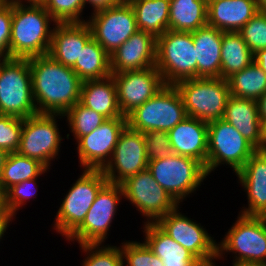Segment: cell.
Listing matches in <instances>:
<instances>
[{
	"label": "cell",
	"mask_w": 266,
	"mask_h": 266,
	"mask_svg": "<svg viewBox=\"0 0 266 266\" xmlns=\"http://www.w3.org/2000/svg\"><path fill=\"white\" fill-rule=\"evenodd\" d=\"M32 94L37 113L64 115L80 100L83 81L49 54L29 58Z\"/></svg>",
	"instance_id": "1"
},
{
	"label": "cell",
	"mask_w": 266,
	"mask_h": 266,
	"mask_svg": "<svg viewBox=\"0 0 266 266\" xmlns=\"http://www.w3.org/2000/svg\"><path fill=\"white\" fill-rule=\"evenodd\" d=\"M56 24L43 5L12 1L10 58L29 59L49 52Z\"/></svg>",
	"instance_id": "2"
},
{
	"label": "cell",
	"mask_w": 266,
	"mask_h": 266,
	"mask_svg": "<svg viewBox=\"0 0 266 266\" xmlns=\"http://www.w3.org/2000/svg\"><path fill=\"white\" fill-rule=\"evenodd\" d=\"M155 67L165 85L197 78V60L192 32L167 30L156 39Z\"/></svg>",
	"instance_id": "3"
},
{
	"label": "cell",
	"mask_w": 266,
	"mask_h": 266,
	"mask_svg": "<svg viewBox=\"0 0 266 266\" xmlns=\"http://www.w3.org/2000/svg\"><path fill=\"white\" fill-rule=\"evenodd\" d=\"M188 117L207 123L223 119L231 96L228 81L220 77L185 79L175 84Z\"/></svg>",
	"instance_id": "4"
},
{
	"label": "cell",
	"mask_w": 266,
	"mask_h": 266,
	"mask_svg": "<svg viewBox=\"0 0 266 266\" xmlns=\"http://www.w3.org/2000/svg\"><path fill=\"white\" fill-rule=\"evenodd\" d=\"M0 114L22 119L37 114L28 59L8 58L0 63Z\"/></svg>",
	"instance_id": "5"
},
{
	"label": "cell",
	"mask_w": 266,
	"mask_h": 266,
	"mask_svg": "<svg viewBox=\"0 0 266 266\" xmlns=\"http://www.w3.org/2000/svg\"><path fill=\"white\" fill-rule=\"evenodd\" d=\"M219 243L217 259H222L225 252H232L236 255L235 263L266 265V217L239 214Z\"/></svg>",
	"instance_id": "6"
},
{
	"label": "cell",
	"mask_w": 266,
	"mask_h": 266,
	"mask_svg": "<svg viewBox=\"0 0 266 266\" xmlns=\"http://www.w3.org/2000/svg\"><path fill=\"white\" fill-rule=\"evenodd\" d=\"M186 117L179 91L175 85H165L127 115V125L141 133L152 130L168 132Z\"/></svg>",
	"instance_id": "7"
},
{
	"label": "cell",
	"mask_w": 266,
	"mask_h": 266,
	"mask_svg": "<svg viewBox=\"0 0 266 266\" xmlns=\"http://www.w3.org/2000/svg\"><path fill=\"white\" fill-rule=\"evenodd\" d=\"M148 170L179 206V203L196 191L208 176L200 161L175 153L165 159L149 161Z\"/></svg>",
	"instance_id": "8"
},
{
	"label": "cell",
	"mask_w": 266,
	"mask_h": 266,
	"mask_svg": "<svg viewBox=\"0 0 266 266\" xmlns=\"http://www.w3.org/2000/svg\"><path fill=\"white\" fill-rule=\"evenodd\" d=\"M107 182L102 170L84 169L63 198L54 229L67 239L83 223L97 193Z\"/></svg>",
	"instance_id": "9"
},
{
	"label": "cell",
	"mask_w": 266,
	"mask_h": 266,
	"mask_svg": "<svg viewBox=\"0 0 266 266\" xmlns=\"http://www.w3.org/2000/svg\"><path fill=\"white\" fill-rule=\"evenodd\" d=\"M257 149L224 119L208 123V175L221 164H228L235 174Z\"/></svg>",
	"instance_id": "10"
},
{
	"label": "cell",
	"mask_w": 266,
	"mask_h": 266,
	"mask_svg": "<svg viewBox=\"0 0 266 266\" xmlns=\"http://www.w3.org/2000/svg\"><path fill=\"white\" fill-rule=\"evenodd\" d=\"M61 116V117H59ZM56 117L62 114L37 113L23 119V128L18 153L35 159L50 169L51 162L57 157L61 140Z\"/></svg>",
	"instance_id": "11"
},
{
	"label": "cell",
	"mask_w": 266,
	"mask_h": 266,
	"mask_svg": "<svg viewBox=\"0 0 266 266\" xmlns=\"http://www.w3.org/2000/svg\"><path fill=\"white\" fill-rule=\"evenodd\" d=\"M122 197L121 184L107 182L97 193L83 223L66 240H75L79 245H103Z\"/></svg>",
	"instance_id": "12"
},
{
	"label": "cell",
	"mask_w": 266,
	"mask_h": 266,
	"mask_svg": "<svg viewBox=\"0 0 266 266\" xmlns=\"http://www.w3.org/2000/svg\"><path fill=\"white\" fill-rule=\"evenodd\" d=\"M86 22L92 37L109 54L138 31L134 10L128 1L95 11Z\"/></svg>",
	"instance_id": "13"
},
{
	"label": "cell",
	"mask_w": 266,
	"mask_h": 266,
	"mask_svg": "<svg viewBox=\"0 0 266 266\" xmlns=\"http://www.w3.org/2000/svg\"><path fill=\"white\" fill-rule=\"evenodd\" d=\"M121 186L126 200L146 217L144 223H156L178 206L148 169L128 177Z\"/></svg>",
	"instance_id": "14"
},
{
	"label": "cell",
	"mask_w": 266,
	"mask_h": 266,
	"mask_svg": "<svg viewBox=\"0 0 266 266\" xmlns=\"http://www.w3.org/2000/svg\"><path fill=\"white\" fill-rule=\"evenodd\" d=\"M148 169L143 133L128 125L119 136L110 161L102 169L109 183L121 184L128 177Z\"/></svg>",
	"instance_id": "15"
},
{
	"label": "cell",
	"mask_w": 266,
	"mask_h": 266,
	"mask_svg": "<svg viewBox=\"0 0 266 266\" xmlns=\"http://www.w3.org/2000/svg\"><path fill=\"white\" fill-rule=\"evenodd\" d=\"M177 206L156 224L201 263L217 260V242L203 226L182 215Z\"/></svg>",
	"instance_id": "16"
},
{
	"label": "cell",
	"mask_w": 266,
	"mask_h": 266,
	"mask_svg": "<svg viewBox=\"0 0 266 266\" xmlns=\"http://www.w3.org/2000/svg\"><path fill=\"white\" fill-rule=\"evenodd\" d=\"M127 126V117L107 119L90 134L77 140L80 167L102 170L110 161L119 136Z\"/></svg>",
	"instance_id": "17"
},
{
	"label": "cell",
	"mask_w": 266,
	"mask_h": 266,
	"mask_svg": "<svg viewBox=\"0 0 266 266\" xmlns=\"http://www.w3.org/2000/svg\"><path fill=\"white\" fill-rule=\"evenodd\" d=\"M118 97V104L124 116L159 92L165 83L155 66L142 70L111 74Z\"/></svg>",
	"instance_id": "18"
},
{
	"label": "cell",
	"mask_w": 266,
	"mask_h": 266,
	"mask_svg": "<svg viewBox=\"0 0 266 266\" xmlns=\"http://www.w3.org/2000/svg\"><path fill=\"white\" fill-rule=\"evenodd\" d=\"M156 37L138 30L110 54L111 73L142 70L155 66Z\"/></svg>",
	"instance_id": "19"
},
{
	"label": "cell",
	"mask_w": 266,
	"mask_h": 266,
	"mask_svg": "<svg viewBox=\"0 0 266 266\" xmlns=\"http://www.w3.org/2000/svg\"><path fill=\"white\" fill-rule=\"evenodd\" d=\"M236 175L248 198V208L240 214L262 216L266 212V149L256 150Z\"/></svg>",
	"instance_id": "20"
},
{
	"label": "cell",
	"mask_w": 266,
	"mask_h": 266,
	"mask_svg": "<svg viewBox=\"0 0 266 266\" xmlns=\"http://www.w3.org/2000/svg\"><path fill=\"white\" fill-rule=\"evenodd\" d=\"M223 119L257 150L266 149V126L259 119L257 101L230 96Z\"/></svg>",
	"instance_id": "21"
},
{
	"label": "cell",
	"mask_w": 266,
	"mask_h": 266,
	"mask_svg": "<svg viewBox=\"0 0 266 266\" xmlns=\"http://www.w3.org/2000/svg\"><path fill=\"white\" fill-rule=\"evenodd\" d=\"M91 38L92 31L87 22L56 23L48 54L57 62L72 68Z\"/></svg>",
	"instance_id": "22"
},
{
	"label": "cell",
	"mask_w": 266,
	"mask_h": 266,
	"mask_svg": "<svg viewBox=\"0 0 266 266\" xmlns=\"http://www.w3.org/2000/svg\"><path fill=\"white\" fill-rule=\"evenodd\" d=\"M173 152L200 161L206 169L208 152V123L186 117L167 132Z\"/></svg>",
	"instance_id": "23"
},
{
	"label": "cell",
	"mask_w": 266,
	"mask_h": 266,
	"mask_svg": "<svg viewBox=\"0 0 266 266\" xmlns=\"http://www.w3.org/2000/svg\"><path fill=\"white\" fill-rule=\"evenodd\" d=\"M258 11L257 0H210L207 25L238 32Z\"/></svg>",
	"instance_id": "24"
},
{
	"label": "cell",
	"mask_w": 266,
	"mask_h": 266,
	"mask_svg": "<svg viewBox=\"0 0 266 266\" xmlns=\"http://www.w3.org/2000/svg\"><path fill=\"white\" fill-rule=\"evenodd\" d=\"M223 31L206 25L192 32L197 60V78H221Z\"/></svg>",
	"instance_id": "25"
},
{
	"label": "cell",
	"mask_w": 266,
	"mask_h": 266,
	"mask_svg": "<svg viewBox=\"0 0 266 266\" xmlns=\"http://www.w3.org/2000/svg\"><path fill=\"white\" fill-rule=\"evenodd\" d=\"M144 225V242L162 259L164 266H201V262L191 252L172 239L156 223Z\"/></svg>",
	"instance_id": "26"
},
{
	"label": "cell",
	"mask_w": 266,
	"mask_h": 266,
	"mask_svg": "<svg viewBox=\"0 0 266 266\" xmlns=\"http://www.w3.org/2000/svg\"><path fill=\"white\" fill-rule=\"evenodd\" d=\"M79 102L107 119L127 117L120 110L112 75L103 79L83 81Z\"/></svg>",
	"instance_id": "27"
},
{
	"label": "cell",
	"mask_w": 266,
	"mask_h": 266,
	"mask_svg": "<svg viewBox=\"0 0 266 266\" xmlns=\"http://www.w3.org/2000/svg\"><path fill=\"white\" fill-rule=\"evenodd\" d=\"M134 10L138 30L156 38L169 30L170 0H127Z\"/></svg>",
	"instance_id": "28"
},
{
	"label": "cell",
	"mask_w": 266,
	"mask_h": 266,
	"mask_svg": "<svg viewBox=\"0 0 266 266\" xmlns=\"http://www.w3.org/2000/svg\"><path fill=\"white\" fill-rule=\"evenodd\" d=\"M207 0H170L169 30L193 32L207 25Z\"/></svg>",
	"instance_id": "29"
},
{
	"label": "cell",
	"mask_w": 266,
	"mask_h": 266,
	"mask_svg": "<svg viewBox=\"0 0 266 266\" xmlns=\"http://www.w3.org/2000/svg\"><path fill=\"white\" fill-rule=\"evenodd\" d=\"M253 61L254 54L239 32H223L221 45V78L227 80L234 73L246 68Z\"/></svg>",
	"instance_id": "30"
},
{
	"label": "cell",
	"mask_w": 266,
	"mask_h": 266,
	"mask_svg": "<svg viewBox=\"0 0 266 266\" xmlns=\"http://www.w3.org/2000/svg\"><path fill=\"white\" fill-rule=\"evenodd\" d=\"M72 69L82 81L107 78L112 74L110 54L92 37Z\"/></svg>",
	"instance_id": "31"
},
{
	"label": "cell",
	"mask_w": 266,
	"mask_h": 266,
	"mask_svg": "<svg viewBox=\"0 0 266 266\" xmlns=\"http://www.w3.org/2000/svg\"><path fill=\"white\" fill-rule=\"evenodd\" d=\"M48 169L39 161L18 152L9 153L0 177V194L13 185L32 178H39Z\"/></svg>",
	"instance_id": "32"
},
{
	"label": "cell",
	"mask_w": 266,
	"mask_h": 266,
	"mask_svg": "<svg viewBox=\"0 0 266 266\" xmlns=\"http://www.w3.org/2000/svg\"><path fill=\"white\" fill-rule=\"evenodd\" d=\"M227 81L234 97L257 101L266 93V73L254 61Z\"/></svg>",
	"instance_id": "33"
},
{
	"label": "cell",
	"mask_w": 266,
	"mask_h": 266,
	"mask_svg": "<svg viewBox=\"0 0 266 266\" xmlns=\"http://www.w3.org/2000/svg\"><path fill=\"white\" fill-rule=\"evenodd\" d=\"M64 116H67L70 132L73 133L76 141L80 137L90 134L107 120L105 116L82 105L80 102L71 107Z\"/></svg>",
	"instance_id": "34"
},
{
	"label": "cell",
	"mask_w": 266,
	"mask_h": 266,
	"mask_svg": "<svg viewBox=\"0 0 266 266\" xmlns=\"http://www.w3.org/2000/svg\"><path fill=\"white\" fill-rule=\"evenodd\" d=\"M101 244H80L83 252L87 253L82 266H123L121 248Z\"/></svg>",
	"instance_id": "35"
},
{
	"label": "cell",
	"mask_w": 266,
	"mask_h": 266,
	"mask_svg": "<svg viewBox=\"0 0 266 266\" xmlns=\"http://www.w3.org/2000/svg\"><path fill=\"white\" fill-rule=\"evenodd\" d=\"M121 252L123 266H164L162 259L156 256L145 242L124 241Z\"/></svg>",
	"instance_id": "36"
},
{
	"label": "cell",
	"mask_w": 266,
	"mask_h": 266,
	"mask_svg": "<svg viewBox=\"0 0 266 266\" xmlns=\"http://www.w3.org/2000/svg\"><path fill=\"white\" fill-rule=\"evenodd\" d=\"M43 6L56 23L86 22L80 19L85 8L84 0H46Z\"/></svg>",
	"instance_id": "37"
},
{
	"label": "cell",
	"mask_w": 266,
	"mask_h": 266,
	"mask_svg": "<svg viewBox=\"0 0 266 266\" xmlns=\"http://www.w3.org/2000/svg\"><path fill=\"white\" fill-rule=\"evenodd\" d=\"M238 32L253 54L266 49V13L258 11Z\"/></svg>",
	"instance_id": "38"
},
{
	"label": "cell",
	"mask_w": 266,
	"mask_h": 266,
	"mask_svg": "<svg viewBox=\"0 0 266 266\" xmlns=\"http://www.w3.org/2000/svg\"><path fill=\"white\" fill-rule=\"evenodd\" d=\"M37 178L22 181L13 185L2 195V205L7 209L13 216L16 211L20 209L32 196H35L38 188L36 185ZM35 189V190H34ZM34 192V193H33Z\"/></svg>",
	"instance_id": "39"
},
{
	"label": "cell",
	"mask_w": 266,
	"mask_h": 266,
	"mask_svg": "<svg viewBox=\"0 0 266 266\" xmlns=\"http://www.w3.org/2000/svg\"><path fill=\"white\" fill-rule=\"evenodd\" d=\"M23 119L0 114V149L17 152L20 145Z\"/></svg>",
	"instance_id": "40"
},
{
	"label": "cell",
	"mask_w": 266,
	"mask_h": 266,
	"mask_svg": "<svg viewBox=\"0 0 266 266\" xmlns=\"http://www.w3.org/2000/svg\"><path fill=\"white\" fill-rule=\"evenodd\" d=\"M148 162L154 159H165L174 154L166 131L152 130L143 133Z\"/></svg>",
	"instance_id": "41"
},
{
	"label": "cell",
	"mask_w": 266,
	"mask_h": 266,
	"mask_svg": "<svg viewBox=\"0 0 266 266\" xmlns=\"http://www.w3.org/2000/svg\"><path fill=\"white\" fill-rule=\"evenodd\" d=\"M12 24V1L0 8V57L10 58V37Z\"/></svg>",
	"instance_id": "42"
},
{
	"label": "cell",
	"mask_w": 266,
	"mask_h": 266,
	"mask_svg": "<svg viewBox=\"0 0 266 266\" xmlns=\"http://www.w3.org/2000/svg\"><path fill=\"white\" fill-rule=\"evenodd\" d=\"M13 215L3 207V205L0 206V239L4 236L7 227L10 226V222L13 220ZM1 241V240H0Z\"/></svg>",
	"instance_id": "43"
},
{
	"label": "cell",
	"mask_w": 266,
	"mask_h": 266,
	"mask_svg": "<svg viewBox=\"0 0 266 266\" xmlns=\"http://www.w3.org/2000/svg\"><path fill=\"white\" fill-rule=\"evenodd\" d=\"M122 1L123 0H84L85 6L86 3H89L93 7V12L117 5Z\"/></svg>",
	"instance_id": "44"
},
{
	"label": "cell",
	"mask_w": 266,
	"mask_h": 266,
	"mask_svg": "<svg viewBox=\"0 0 266 266\" xmlns=\"http://www.w3.org/2000/svg\"><path fill=\"white\" fill-rule=\"evenodd\" d=\"M259 119L266 126V93L257 100Z\"/></svg>",
	"instance_id": "45"
},
{
	"label": "cell",
	"mask_w": 266,
	"mask_h": 266,
	"mask_svg": "<svg viewBox=\"0 0 266 266\" xmlns=\"http://www.w3.org/2000/svg\"><path fill=\"white\" fill-rule=\"evenodd\" d=\"M254 62L266 73V49L254 53Z\"/></svg>",
	"instance_id": "46"
},
{
	"label": "cell",
	"mask_w": 266,
	"mask_h": 266,
	"mask_svg": "<svg viewBox=\"0 0 266 266\" xmlns=\"http://www.w3.org/2000/svg\"><path fill=\"white\" fill-rule=\"evenodd\" d=\"M8 155H9L8 152H6L3 149H0V177H1L2 170L4 168V165H5V162L7 160Z\"/></svg>",
	"instance_id": "47"
},
{
	"label": "cell",
	"mask_w": 266,
	"mask_h": 266,
	"mask_svg": "<svg viewBox=\"0 0 266 266\" xmlns=\"http://www.w3.org/2000/svg\"><path fill=\"white\" fill-rule=\"evenodd\" d=\"M20 4H24V1L26 4H35V5H43V3L46 0H11ZM27 1V2H26Z\"/></svg>",
	"instance_id": "48"
},
{
	"label": "cell",
	"mask_w": 266,
	"mask_h": 266,
	"mask_svg": "<svg viewBox=\"0 0 266 266\" xmlns=\"http://www.w3.org/2000/svg\"><path fill=\"white\" fill-rule=\"evenodd\" d=\"M257 3L259 11L266 13V0H257Z\"/></svg>",
	"instance_id": "49"
},
{
	"label": "cell",
	"mask_w": 266,
	"mask_h": 266,
	"mask_svg": "<svg viewBox=\"0 0 266 266\" xmlns=\"http://www.w3.org/2000/svg\"><path fill=\"white\" fill-rule=\"evenodd\" d=\"M232 265L233 266H257L254 264H244V263H235V262H233Z\"/></svg>",
	"instance_id": "50"
},
{
	"label": "cell",
	"mask_w": 266,
	"mask_h": 266,
	"mask_svg": "<svg viewBox=\"0 0 266 266\" xmlns=\"http://www.w3.org/2000/svg\"><path fill=\"white\" fill-rule=\"evenodd\" d=\"M213 261H215V260H212V261H209V262H205V263H201V266H216Z\"/></svg>",
	"instance_id": "51"
},
{
	"label": "cell",
	"mask_w": 266,
	"mask_h": 266,
	"mask_svg": "<svg viewBox=\"0 0 266 266\" xmlns=\"http://www.w3.org/2000/svg\"><path fill=\"white\" fill-rule=\"evenodd\" d=\"M9 0H0V8L4 6Z\"/></svg>",
	"instance_id": "52"
},
{
	"label": "cell",
	"mask_w": 266,
	"mask_h": 266,
	"mask_svg": "<svg viewBox=\"0 0 266 266\" xmlns=\"http://www.w3.org/2000/svg\"><path fill=\"white\" fill-rule=\"evenodd\" d=\"M2 205V195L0 194V206Z\"/></svg>",
	"instance_id": "53"
}]
</instances>
